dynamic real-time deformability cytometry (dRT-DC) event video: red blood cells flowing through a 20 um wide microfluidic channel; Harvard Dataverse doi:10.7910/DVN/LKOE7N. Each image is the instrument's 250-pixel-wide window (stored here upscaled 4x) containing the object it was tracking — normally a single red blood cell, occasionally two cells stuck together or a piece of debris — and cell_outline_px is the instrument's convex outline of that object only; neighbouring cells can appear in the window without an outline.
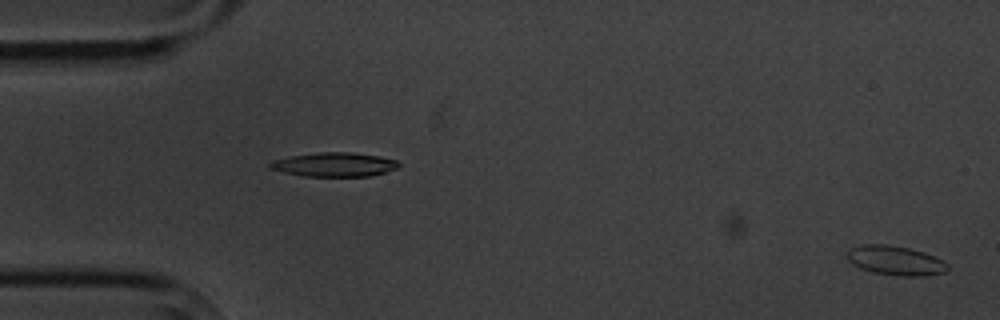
{"species": "common noctule bat (a hibernating species)", "species_latin": "Nyctalus noctula", "temperature_condition": "cold", "stored_images_in_passage": 7, "camera_frame_rate_fps": 3000, "um_per_image_px": 0.085, "animal": {"sex": "male", "body_mass_g": 20.1, "forearm_length_mm": 53.5}, "frame": {"image": 1, "passage_image": 7, "time_ms": 7.0, "image_size_px": [1000, 320], "cell_outline_px": [[952, 268], [948, 272], [924, 276], [904, 276], [872, 272], [860, 268], [852, 264], [848, 260], [848, 248], [860, 244], [888, 244], [908, 248], [924, 252], [948, 264]], "centroid_in_image_um": [76.12, 22.14], "position_along_channel_um": 8.9, "area_um2": 17.34}}